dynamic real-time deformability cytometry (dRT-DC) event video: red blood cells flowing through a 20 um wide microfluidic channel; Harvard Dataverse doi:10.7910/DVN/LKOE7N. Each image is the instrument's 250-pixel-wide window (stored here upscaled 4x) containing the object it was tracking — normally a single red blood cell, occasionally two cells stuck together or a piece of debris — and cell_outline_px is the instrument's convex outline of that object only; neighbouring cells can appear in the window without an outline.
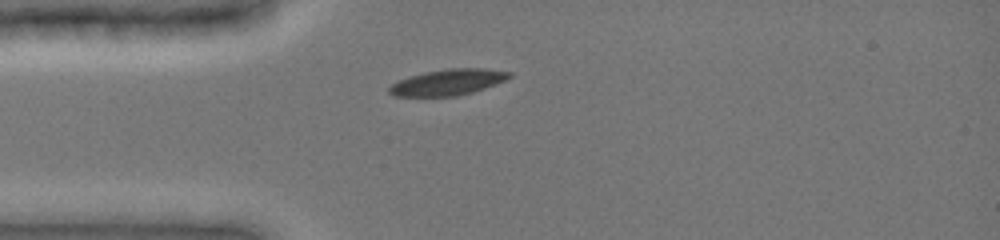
{"species": "common noctule bat (a hibernating species)", "species_latin": "Nyctalus noctula", "temperature_condition": "cold", "stored_images_in_passage": 5, "camera_frame_rate_fps": 3000, "um_per_image_px": 0.085, "animal": {"sex": "female", "body_mass_g": 19.0, "forearm_length_mm": 51.5}, "frame": {"image": 1, "passage_image": 5, "time_ms": 4.667, "image_size_px": [1000, 240], "cell_outline_px": [[512, 76], [504, 80], [484, 88], [472, 92], [456, 96], [392, 96], [388, 92], [388, 88], [392, 84], [408, 76], [424, 72], [448, 68], [484, 68], [512, 72]], "centroid_in_image_um": [38.05, 6.98], "position_along_channel_um": 47.0, "area_um2": 18.15}}